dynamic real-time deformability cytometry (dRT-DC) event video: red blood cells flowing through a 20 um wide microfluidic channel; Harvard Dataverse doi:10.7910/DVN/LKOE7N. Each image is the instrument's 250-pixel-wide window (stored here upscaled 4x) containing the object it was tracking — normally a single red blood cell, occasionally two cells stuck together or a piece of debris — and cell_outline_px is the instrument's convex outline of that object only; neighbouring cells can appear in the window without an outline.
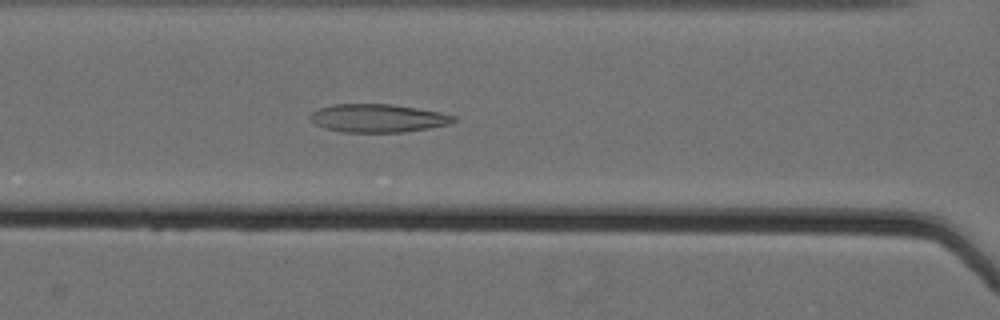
{"species": "Egyptian fruit bat (a non-hibernating species)", "species_latin": "Rousettus aegyptiacus", "temperature_condition": "cold", "stored_images_in_passage": 47, "camera_frame_rate_fps": 3000, "um_per_image_px": 0.085, "animal": {"sex": "female"}, "frame": {"image": 1, "passage_image": 17, "time_ms": 5.333, "image_size_px": [1000, 320], "cell_outline_px": [[456, 120], [452, 124], [404, 132], [340, 132], [324, 128], [316, 124], [308, 116], [312, 112], [320, 108], [332, 104], [392, 104], [440, 112], [456, 116]], "centroid_in_image_um": [32.13, 10.05], "position_along_channel_um": 134.5, "area_um2": 23.64}}
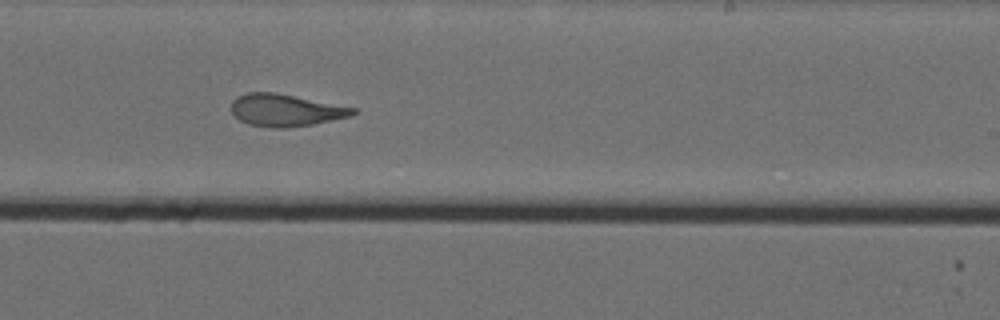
{"frame": {"image": 2, "passage_image": 28, "time_ms": 9.0, "image_size_px": [1000, 320], "cell_outline_px": [[356, 112], [352, 116], [312, 124], [284, 128], [268, 128], [248, 124], [240, 120], [232, 112], [232, 100], [236, 96], [248, 92], [276, 92], [356, 108]], "centroid_in_image_um": [24.25, 9.36], "position_along_channel_um": 264.7, "area_um2": 22.83}}
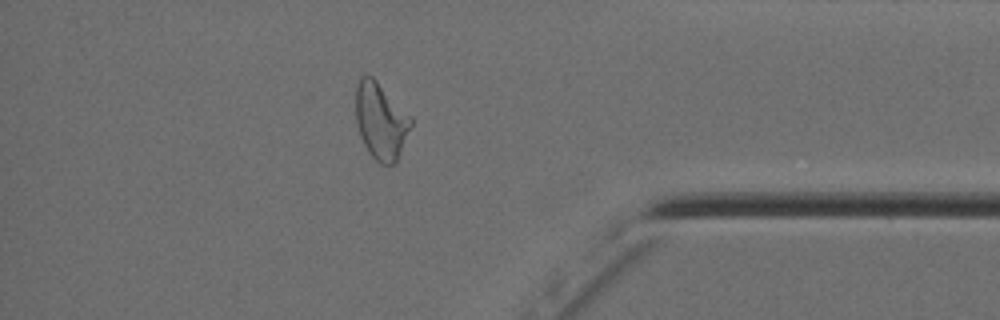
{"frame": {"image": 3, "passage_image": 41, "time_ms": 13.333, "image_size_px": [1000, 320], "cell_outline_px": [[412, 124], [396, 164], [380, 164], [368, 152], [360, 136], [356, 120], [356, 84], [360, 76], [372, 76], [412, 116]], "centroid_in_image_um": [32.38, 10.29], "position_along_channel_um": 402.8, "area_um2": 24.68}, "authors_computed_cell_mechanics": {"area_um2": 24.3916, "velocity_mm_per_s": 3.562, "shape_relaxation_time_tau1_ms": 10.9847, "shape_relaxation_time_tau2_ms": 2.2111, "deformation_change_tau1": 0.2616, "deformation_change_tau2": 0.1134}}